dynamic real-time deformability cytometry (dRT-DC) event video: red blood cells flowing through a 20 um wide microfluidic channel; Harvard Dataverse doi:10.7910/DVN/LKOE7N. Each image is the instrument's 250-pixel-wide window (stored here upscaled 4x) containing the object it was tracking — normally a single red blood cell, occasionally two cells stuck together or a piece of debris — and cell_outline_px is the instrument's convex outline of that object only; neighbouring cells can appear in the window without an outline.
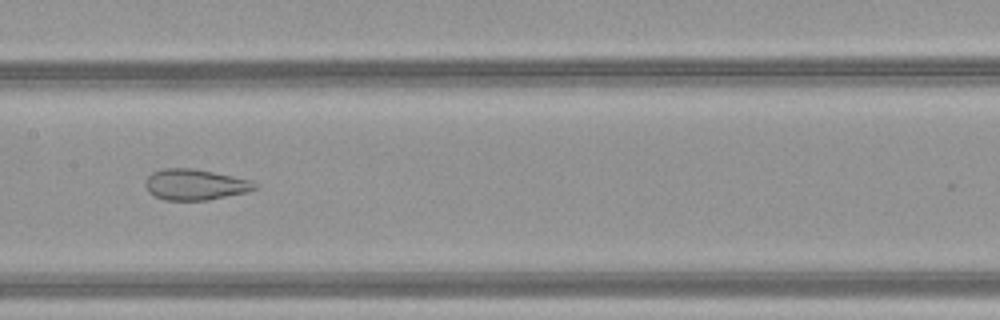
{"species": "common noctule bat (a hibernating species)", "species_latin": "Nyctalus noctula", "temperature_condition": "warm", "stored_images_in_passage": 37, "camera_frame_rate_fps": 3000, "um_per_image_px": 0.085, "animal": {"sex": "female", "body_mass_g": 21.9}, "frame": {"image": 1, "passage_image": 13, "time_ms": 4.0, "image_size_px": [1000, 320], "cell_outline_px": [[260, 188], [248, 192], [208, 200], [164, 200], [148, 192], [144, 184], [144, 180], [152, 172], [164, 168], [192, 168], [252, 180]], "centroid_in_image_um": [16.59, 15.69], "position_along_channel_um": 190.8, "area_um2": 19.83}}
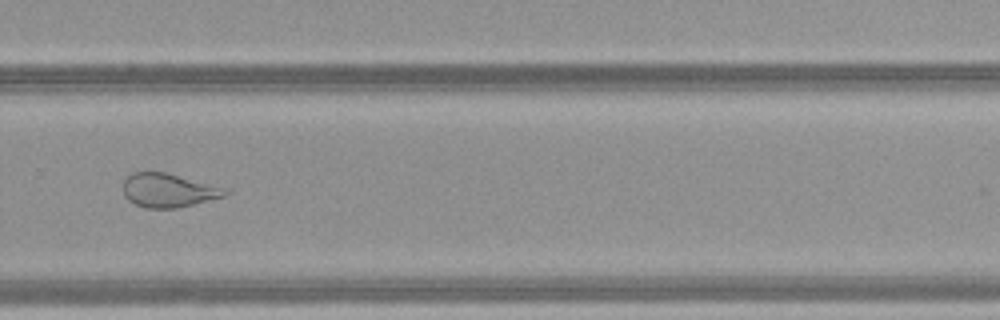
{"frame": {"image": 2, "passage_image": 22, "time_ms": 7.0, "image_size_px": [1000, 320], "cell_outline_px": [[228, 192], [224, 196], [176, 208], [148, 208], [136, 204], [128, 200], [124, 196], [124, 180], [132, 172], [164, 172], [224, 188]], "centroid_in_image_um": [14.25, 16.18], "position_along_channel_um": 315.5, "area_um2": 19.54}}
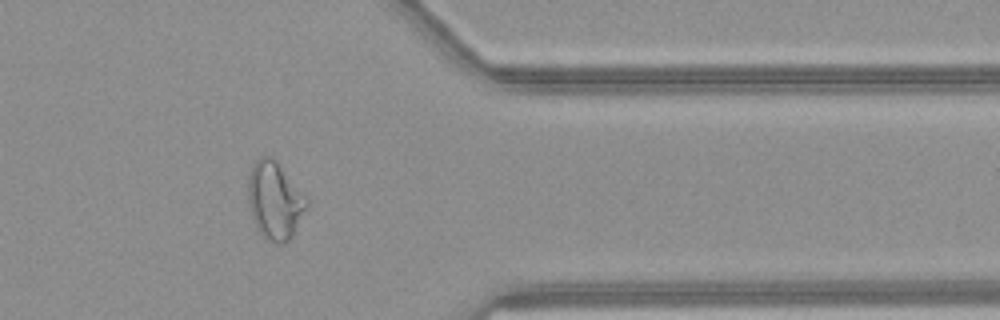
{"frame": {"image": 3, "passage_image": 28, "time_ms": 9.0, "image_size_px": [1000, 320], "cell_outline_px": [[308, 208], [292, 236], [284, 244], [276, 244], [268, 240], [260, 232], [252, 216], [248, 200], [248, 176], [256, 160], [260, 156], [272, 156], [276, 160], [308, 196]], "centroid_in_image_um": [23.4, 17.02], "position_along_channel_um": 388.0, "area_um2": 26.7}, "authors_computed_cell_mechanics": {"area_um2": 22.6576, "velocity_mm_per_s": 4.1784, "shape_relaxation_time_tau1_ms": null, "shape_relaxation_time_tau2_ms": 1.6133, "deformation_change_tau1": null, "deformation_change_tau2": 0.1024}}